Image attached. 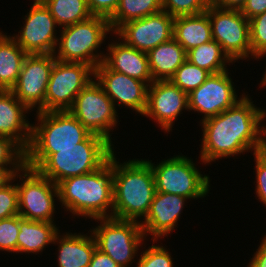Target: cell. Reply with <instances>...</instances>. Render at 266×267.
<instances>
[{"label":"cell","mask_w":266,"mask_h":267,"mask_svg":"<svg viewBox=\"0 0 266 267\" xmlns=\"http://www.w3.org/2000/svg\"><path fill=\"white\" fill-rule=\"evenodd\" d=\"M245 94L233 107L200 122L203 133L200 164L211 165L241 154L257 153L261 146V107Z\"/></svg>","instance_id":"obj_1"},{"label":"cell","mask_w":266,"mask_h":267,"mask_svg":"<svg viewBox=\"0 0 266 267\" xmlns=\"http://www.w3.org/2000/svg\"><path fill=\"white\" fill-rule=\"evenodd\" d=\"M114 152V146L109 141L91 133L73 148L27 149L26 165L57 185L66 178L99 169Z\"/></svg>","instance_id":"obj_2"},{"label":"cell","mask_w":266,"mask_h":267,"mask_svg":"<svg viewBox=\"0 0 266 267\" xmlns=\"http://www.w3.org/2000/svg\"><path fill=\"white\" fill-rule=\"evenodd\" d=\"M114 168L109 160L99 169L57 184L59 204L72 218L112 217ZM93 219V220H92Z\"/></svg>","instance_id":"obj_3"},{"label":"cell","mask_w":266,"mask_h":267,"mask_svg":"<svg viewBox=\"0 0 266 267\" xmlns=\"http://www.w3.org/2000/svg\"><path fill=\"white\" fill-rule=\"evenodd\" d=\"M115 153L111 155L114 168L112 217L141 222L156 194L153 170L143 158L121 163Z\"/></svg>","instance_id":"obj_4"},{"label":"cell","mask_w":266,"mask_h":267,"mask_svg":"<svg viewBox=\"0 0 266 267\" xmlns=\"http://www.w3.org/2000/svg\"><path fill=\"white\" fill-rule=\"evenodd\" d=\"M58 31L60 35L54 51L55 59L85 63L93 69L103 62L105 51H101V45L106 44L107 38L114 36L108 19L101 16H91L60 30L58 28Z\"/></svg>","instance_id":"obj_5"},{"label":"cell","mask_w":266,"mask_h":267,"mask_svg":"<svg viewBox=\"0 0 266 267\" xmlns=\"http://www.w3.org/2000/svg\"><path fill=\"white\" fill-rule=\"evenodd\" d=\"M145 160L153 170L156 192L181 195L189 201L209 196L211 179L208 174H201L191 157L174 153L173 157L164 158L157 164Z\"/></svg>","instance_id":"obj_6"},{"label":"cell","mask_w":266,"mask_h":267,"mask_svg":"<svg viewBox=\"0 0 266 267\" xmlns=\"http://www.w3.org/2000/svg\"><path fill=\"white\" fill-rule=\"evenodd\" d=\"M94 220L98 224L89 231L99 250L106 253L119 267H131L133 262L138 261L139 250H142L139 248L148 240L140 222L113 217Z\"/></svg>","instance_id":"obj_7"},{"label":"cell","mask_w":266,"mask_h":267,"mask_svg":"<svg viewBox=\"0 0 266 267\" xmlns=\"http://www.w3.org/2000/svg\"><path fill=\"white\" fill-rule=\"evenodd\" d=\"M13 180L17 181L19 215L34 221L55 223L56 200H59L57 185L27 165L14 174Z\"/></svg>","instance_id":"obj_8"},{"label":"cell","mask_w":266,"mask_h":267,"mask_svg":"<svg viewBox=\"0 0 266 267\" xmlns=\"http://www.w3.org/2000/svg\"><path fill=\"white\" fill-rule=\"evenodd\" d=\"M28 149H67L91 133L69 110L36 112Z\"/></svg>","instance_id":"obj_9"},{"label":"cell","mask_w":266,"mask_h":267,"mask_svg":"<svg viewBox=\"0 0 266 267\" xmlns=\"http://www.w3.org/2000/svg\"><path fill=\"white\" fill-rule=\"evenodd\" d=\"M69 112L90 133L102 136L114 146L115 141L112 140L115 138L111 136L114 128L118 126L120 116L112 100L95 78L78 93Z\"/></svg>","instance_id":"obj_10"},{"label":"cell","mask_w":266,"mask_h":267,"mask_svg":"<svg viewBox=\"0 0 266 267\" xmlns=\"http://www.w3.org/2000/svg\"><path fill=\"white\" fill-rule=\"evenodd\" d=\"M207 15L211 23L212 40L221 46L234 63L238 60H256L251 53L249 20L240 9L220 8L211 4Z\"/></svg>","instance_id":"obj_11"},{"label":"cell","mask_w":266,"mask_h":267,"mask_svg":"<svg viewBox=\"0 0 266 267\" xmlns=\"http://www.w3.org/2000/svg\"><path fill=\"white\" fill-rule=\"evenodd\" d=\"M94 79V69L85 63L55 60L44 98V112L69 110L78 93Z\"/></svg>","instance_id":"obj_12"},{"label":"cell","mask_w":266,"mask_h":267,"mask_svg":"<svg viewBox=\"0 0 266 267\" xmlns=\"http://www.w3.org/2000/svg\"><path fill=\"white\" fill-rule=\"evenodd\" d=\"M32 1V6L23 16L24 25L18 33H10V36L27 54H54L59 36L58 24L41 0Z\"/></svg>","instance_id":"obj_13"},{"label":"cell","mask_w":266,"mask_h":267,"mask_svg":"<svg viewBox=\"0 0 266 267\" xmlns=\"http://www.w3.org/2000/svg\"><path fill=\"white\" fill-rule=\"evenodd\" d=\"M229 69L220 73L210 74L206 81L188 94L189 112L201 114L203 121L216 116L233 107L246 94L241 96L236 90L234 79ZM239 95V96H238ZM203 114V115H202Z\"/></svg>","instance_id":"obj_14"},{"label":"cell","mask_w":266,"mask_h":267,"mask_svg":"<svg viewBox=\"0 0 266 267\" xmlns=\"http://www.w3.org/2000/svg\"><path fill=\"white\" fill-rule=\"evenodd\" d=\"M55 60L54 54H28L23 61L11 91L31 112L36 109L34 112H44V98Z\"/></svg>","instance_id":"obj_15"},{"label":"cell","mask_w":266,"mask_h":267,"mask_svg":"<svg viewBox=\"0 0 266 267\" xmlns=\"http://www.w3.org/2000/svg\"><path fill=\"white\" fill-rule=\"evenodd\" d=\"M189 112L188 94L170 80L153 81L148 86L147 105L142 117H148L160 126L164 133L172 132L175 121Z\"/></svg>","instance_id":"obj_16"},{"label":"cell","mask_w":266,"mask_h":267,"mask_svg":"<svg viewBox=\"0 0 266 267\" xmlns=\"http://www.w3.org/2000/svg\"><path fill=\"white\" fill-rule=\"evenodd\" d=\"M174 19L175 17L162 10L121 25L114 35L125 44L148 53L173 38Z\"/></svg>","instance_id":"obj_17"},{"label":"cell","mask_w":266,"mask_h":267,"mask_svg":"<svg viewBox=\"0 0 266 267\" xmlns=\"http://www.w3.org/2000/svg\"><path fill=\"white\" fill-rule=\"evenodd\" d=\"M94 78L112 100L120 106L142 116L147 105L148 84L123 73L110 70L103 62L94 69Z\"/></svg>","instance_id":"obj_18"},{"label":"cell","mask_w":266,"mask_h":267,"mask_svg":"<svg viewBox=\"0 0 266 267\" xmlns=\"http://www.w3.org/2000/svg\"><path fill=\"white\" fill-rule=\"evenodd\" d=\"M187 199L189 198L177 194L156 192L148 214L140 222L145 237L150 235L152 240L157 241L166 236L168 238L178 228Z\"/></svg>","instance_id":"obj_19"},{"label":"cell","mask_w":266,"mask_h":267,"mask_svg":"<svg viewBox=\"0 0 266 267\" xmlns=\"http://www.w3.org/2000/svg\"><path fill=\"white\" fill-rule=\"evenodd\" d=\"M111 40L106 45L105 51L107 52L104 55L103 63L110 70L123 73L150 85L153 82V77L147 53L125 44L119 38L117 39L116 35Z\"/></svg>","instance_id":"obj_20"},{"label":"cell","mask_w":266,"mask_h":267,"mask_svg":"<svg viewBox=\"0 0 266 267\" xmlns=\"http://www.w3.org/2000/svg\"><path fill=\"white\" fill-rule=\"evenodd\" d=\"M30 112L11 90H0V136L13 139L25 151L31 140Z\"/></svg>","instance_id":"obj_21"},{"label":"cell","mask_w":266,"mask_h":267,"mask_svg":"<svg viewBox=\"0 0 266 267\" xmlns=\"http://www.w3.org/2000/svg\"><path fill=\"white\" fill-rule=\"evenodd\" d=\"M89 234V235H88ZM57 245L58 267H88L97 248L96 240L92 232H59L53 245Z\"/></svg>","instance_id":"obj_22"},{"label":"cell","mask_w":266,"mask_h":267,"mask_svg":"<svg viewBox=\"0 0 266 267\" xmlns=\"http://www.w3.org/2000/svg\"><path fill=\"white\" fill-rule=\"evenodd\" d=\"M19 234L17 239V254H43L42 252L53 244L60 232L56 223L34 221L20 216Z\"/></svg>","instance_id":"obj_23"},{"label":"cell","mask_w":266,"mask_h":267,"mask_svg":"<svg viewBox=\"0 0 266 267\" xmlns=\"http://www.w3.org/2000/svg\"><path fill=\"white\" fill-rule=\"evenodd\" d=\"M173 38L187 52L212 40V30L207 10L196 15H182L174 19Z\"/></svg>","instance_id":"obj_24"},{"label":"cell","mask_w":266,"mask_h":267,"mask_svg":"<svg viewBox=\"0 0 266 267\" xmlns=\"http://www.w3.org/2000/svg\"><path fill=\"white\" fill-rule=\"evenodd\" d=\"M147 55L153 81L170 80L187 60V52L174 38L159 44Z\"/></svg>","instance_id":"obj_25"},{"label":"cell","mask_w":266,"mask_h":267,"mask_svg":"<svg viewBox=\"0 0 266 267\" xmlns=\"http://www.w3.org/2000/svg\"><path fill=\"white\" fill-rule=\"evenodd\" d=\"M27 55L10 35L0 30V90H11L16 85Z\"/></svg>","instance_id":"obj_26"},{"label":"cell","mask_w":266,"mask_h":267,"mask_svg":"<svg viewBox=\"0 0 266 267\" xmlns=\"http://www.w3.org/2000/svg\"><path fill=\"white\" fill-rule=\"evenodd\" d=\"M187 60L210 74L226 71L234 63L215 40L187 51Z\"/></svg>","instance_id":"obj_27"},{"label":"cell","mask_w":266,"mask_h":267,"mask_svg":"<svg viewBox=\"0 0 266 267\" xmlns=\"http://www.w3.org/2000/svg\"><path fill=\"white\" fill-rule=\"evenodd\" d=\"M162 0H119L114 14L108 19L113 33L123 24L162 11Z\"/></svg>","instance_id":"obj_28"},{"label":"cell","mask_w":266,"mask_h":267,"mask_svg":"<svg viewBox=\"0 0 266 267\" xmlns=\"http://www.w3.org/2000/svg\"><path fill=\"white\" fill-rule=\"evenodd\" d=\"M49 9L59 28L87 20L93 16L87 0H41Z\"/></svg>","instance_id":"obj_29"},{"label":"cell","mask_w":266,"mask_h":267,"mask_svg":"<svg viewBox=\"0 0 266 267\" xmlns=\"http://www.w3.org/2000/svg\"><path fill=\"white\" fill-rule=\"evenodd\" d=\"M210 73L186 60L170 78V81L186 94L197 89L209 77Z\"/></svg>","instance_id":"obj_30"},{"label":"cell","mask_w":266,"mask_h":267,"mask_svg":"<svg viewBox=\"0 0 266 267\" xmlns=\"http://www.w3.org/2000/svg\"><path fill=\"white\" fill-rule=\"evenodd\" d=\"M156 242L157 240H152V245L147 249L144 243V247H141L144 250L140 251L135 267H174L170 249L168 250L162 243L157 245Z\"/></svg>","instance_id":"obj_31"},{"label":"cell","mask_w":266,"mask_h":267,"mask_svg":"<svg viewBox=\"0 0 266 267\" xmlns=\"http://www.w3.org/2000/svg\"><path fill=\"white\" fill-rule=\"evenodd\" d=\"M211 0H162V9L173 17L205 12Z\"/></svg>","instance_id":"obj_32"},{"label":"cell","mask_w":266,"mask_h":267,"mask_svg":"<svg viewBox=\"0 0 266 267\" xmlns=\"http://www.w3.org/2000/svg\"><path fill=\"white\" fill-rule=\"evenodd\" d=\"M20 215L0 220V251L17 254Z\"/></svg>","instance_id":"obj_33"},{"label":"cell","mask_w":266,"mask_h":267,"mask_svg":"<svg viewBox=\"0 0 266 267\" xmlns=\"http://www.w3.org/2000/svg\"><path fill=\"white\" fill-rule=\"evenodd\" d=\"M26 151L13 139L0 136V166H25Z\"/></svg>","instance_id":"obj_34"},{"label":"cell","mask_w":266,"mask_h":267,"mask_svg":"<svg viewBox=\"0 0 266 267\" xmlns=\"http://www.w3.org/2000/svg\"><path fill=\"white\" fill-rule=\"evenodd\" d=\"M251 53L257 58L266 49V11L249 20Z\"/></svg>","instance_id":"obj_35"},{"label":"cell","mask_w":266,"mask_h":267,"mask_svg":"<svg viewBox=\"0 0 266 267\" xmlns=\"http://www.w3.org/2000/svg\"><path fill=\"white\" fill-rule=\"evenodd\" d=\"M14 182L12 180L0 189V220L19 214L18 190Z\"/></svg>","instance_id":"obj_36"},{"label":"cell","mask_w":266,"mask_h":267,"mask_svg":"<svg viewBox=\"0 0 266 267\" xmlns=\"http://www.w3.org/2000/svg\"><path fill=\"white\" fill-rule=\"evenodd\" d=\"M252 155L255 162V197L266 207V159L259 152Z\"/></svg>","instance_id":"obj_37"},{"label":"cell","mask_w":266,"mask_h":267,"mask_svg":"<svg viewBox=\"0 0 266 267\" xmlns=\"http://www.w3.org/2000/svg\"><path fill=\"white\" fill-rule=\"evenodd\" d=\"M119 0H87L88 8L93 16L109 19L117 9Z\"/></svg>","instance_id":"obj_38"},{"label":"cell","mask_w":266,"mask_h":267,"mask_svg":"<svg viewBox=\"0 0 266 267\" xmlns=\"http://www.w3.org/2000/svg\"><path fill=\"white\" fill-rule=\"evenodd\" d=\"M240 10L250 20L266 11V0H247Z\"/></svg>","instance_id":"obj_39"},{"label":"cell","mask_w":266,"mask_h":267,"mask_svg":"<svg viewBox=\"0 0 266 267\" xmlns=\"http://www.w3.org/2000/svg\"><path fill=\"white\" fill-rule=\"evenodd\" d=\"M247 267H266V233Z\"/></svg>","instance_id":"obj_40"},{"label":"cell","mask_w":266,"mask_h":267,"mask_svg":"<svg viewBox=\"0 0 266 267\" xmlns=\"http://www.w3.org/2000/svg\"><path fill=\"white\" fill-rule=\"evenodd\" d=\"M88 267H119V266L106 253H103L101 250L96 248Z\"/></svg>","instance_id":"obj_41"},{"label":"cell","mask_w":266,"mask_h":267,"mask_svg":"<svg viewBox=\"0 0 266 267\" xmlns=\"http://www.w3.org/2000/svg\"><path fill=\"white\" fill-rule=\"evenodd\" d=\"M24 166H0V189L9 184L17 171Z\"/></svg>","instance_id":"obj_42"},{"label":"cell","mask_w":266,"mask_h":267,"mask_svg":"<svg viewBox=\"0 0 266 267\" xmlns=\"http://www.w3.org/2000/svg\"><path fill=\"white\" fill-rule=\"evenodd\" d=\"M247 0H211V4L220 8L241 9Z\"/></svg>","instance_id":"obj_43"},{"label":"cell","mask_w":266,"mask_h":267,"mask_svg":"<svg viewBox=\"0 0 266 267\" xmlns=\"http://www.w3.org/2000/svg\"><path fill=\"white\" fill-rule=\"evenodd\" d=\"M266 109L262 108V114H261V145H266Z\"/></svg>","instance_id":"obj_44"},{"label":"cell","mask_w":266,"mask_h":267,"mask_svg":"<svg viewBox=\"0 0 266 267\" xmlns=\"http://www.w3.org/2000/svg\"><path fill=\"white\" fill-rule=\"evenodd\" d=\"M265 58L266 57V49L263 51V52H261L260 54H259V56H257V58H256V60L258 61V60H261L262 58ZM266 64V63H265ZM264 75L262 76V78H261V81H260V86H259V88L261 87V88H265L266 87V66H265V72L263 73Z\"/></svg>","instance_id":"obj_45"},{"label":"cell","mask_w":266,"mask_h":267,"mask_svg":"<svg viewBox=\"0 0 266 267\" xmlns=\"http://www.w3.org/2000/svg\"><path fill=\"white\" fill-rule=\"evenodd\" d=\"M259 153L266 159V145H261Z\"/></svg>","instance_id":"obj_46"}]
</instances>
